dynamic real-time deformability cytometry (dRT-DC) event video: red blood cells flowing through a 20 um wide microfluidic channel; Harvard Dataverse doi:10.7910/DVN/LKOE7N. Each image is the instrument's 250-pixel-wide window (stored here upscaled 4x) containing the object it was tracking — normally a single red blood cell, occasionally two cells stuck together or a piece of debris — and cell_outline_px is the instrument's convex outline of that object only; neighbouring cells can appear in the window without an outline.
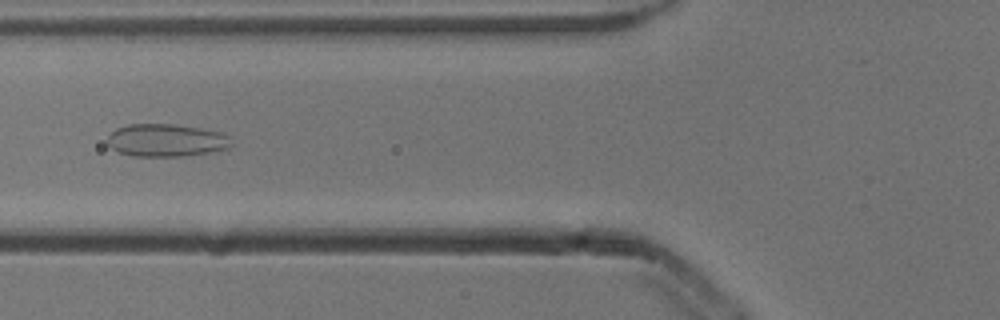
{"species": "common noctule bat (a hibernating species)", "species_latin": "Nyctalus noctula", "temperature_condition": "cold", "stored_images_in_passage": 37, "camera_frame_rate_fps": 3000, "um_per_image_px": 0.085, "animal": {"sex": "male", "body_mass_g": 13.3}, "frame": {"image": 1, "passage_image": 5, "time_ms": 1.333, "image_size_px": [1000, 320], "cell_outline_px": [[232, 144], [228, 148], [216, 152], [184, 156], [132, 156], [120, 152], [112, 148], [108, 144], [108, 136], [116, 128], [128, 124], [172, 124], [200, 128], [220, 132], [228, 136]], "centroid_in_image_um": [14.15, 11.93], "position_along_channel_um": 111.7, "area_um2": 23.64}}
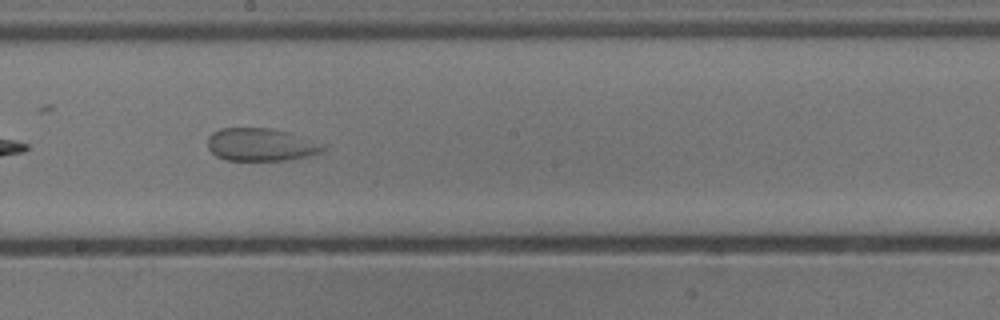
{"frame": {"image": 2, "passage_image": 14, "time_ms": 4.333, "image_size_px": [1000, 320], "cell_outline_px": [[328, 144], [324, 152], [308, 156], [288, 160], [228, 160], [216, 156], [208, 148], [208, 136], [212, 132], [220, 128], [272, 128], [288, 132]], "centroid_in_image_um": [22.23, 12.29], "position_along_channel_um": 226.0, "area_um2": 22.37}}
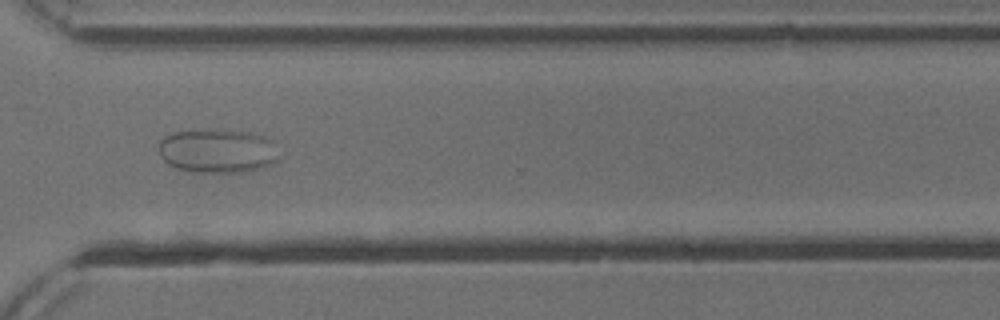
{"frame": {"image": 3, "passage_image": 24, "time_ms": 7.667, "image_size_px": [1000, 320], "cell_outline_px": [[276, 160], [272, 164], [260, 168], [244, 172], [192, 172], [176, 168], [168, 164], [160, 156], [160, 140], [164, 136], [172, 132], [252, 132], [268, 136], [272, 140]], "centroid_in_image_um": [18.47, 12.86], "position_along_channel_um": 352.1, "area_um2": 30.0}}